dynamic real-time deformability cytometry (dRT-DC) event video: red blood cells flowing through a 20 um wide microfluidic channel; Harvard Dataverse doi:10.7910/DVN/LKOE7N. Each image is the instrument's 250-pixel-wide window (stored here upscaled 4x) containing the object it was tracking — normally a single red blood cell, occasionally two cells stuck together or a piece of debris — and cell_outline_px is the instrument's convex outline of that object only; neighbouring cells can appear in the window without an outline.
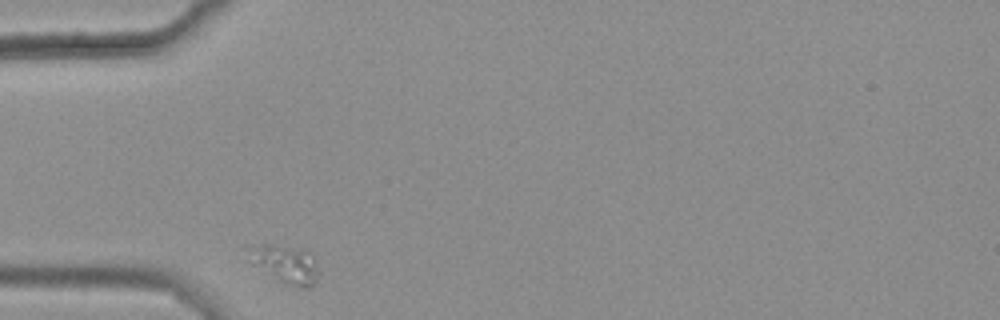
{"species": "common noctule bat (a hibernating species)", "species_latin": "Nyctalus noctula", "temperature_condition": "warm", "stored_images_in_passage": 32, "camera_frame_rate_fps": 3000, "um_per_image_px": 0.085, "animal": {"sex": "female", "body_mass_g": 25.1}, "frame": {"image": 1, "passage_image": 1, "time_ms": 0.0, "image_size_px": [1000, 320], "cell_outline_px": [[320, 272], [316, 284], [308, 288], [304, 288], [284, 280], [244, 260], [244, 248], [260, 244], [272, 244], [304, 248], [308, 252], [316, 264]], "centroid_in_image_um": [24.2, 22.37], "position_along_channel_um": 60.8, "area_um2": 15.61}}
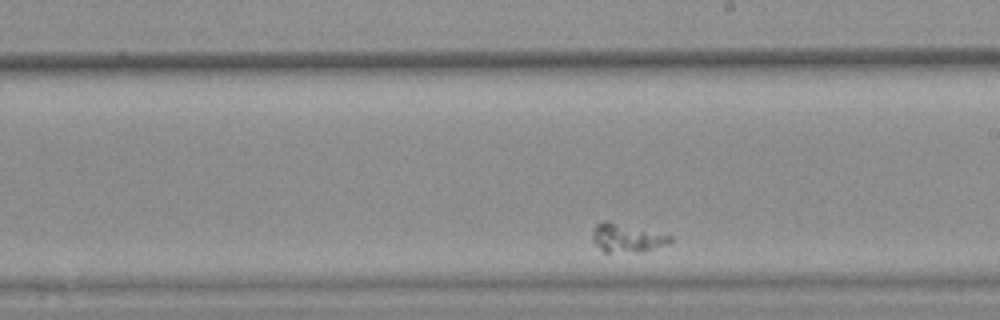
{"frame": {"image": 2, "passage_image": 19, "time_ms": 6.0, "image_size_px": [1000, 320], "cell_outline_px": [[672, 240], [668, 244], [636, 252], [604, 252], [592, 240], [592, 228], [596, 224], [604, 220], [608, 220], [672, 236]], "centroid_in_image_um": [53.23, 20.2], "position_along_channel_um": 235.8, "area_um2": 12.77}}
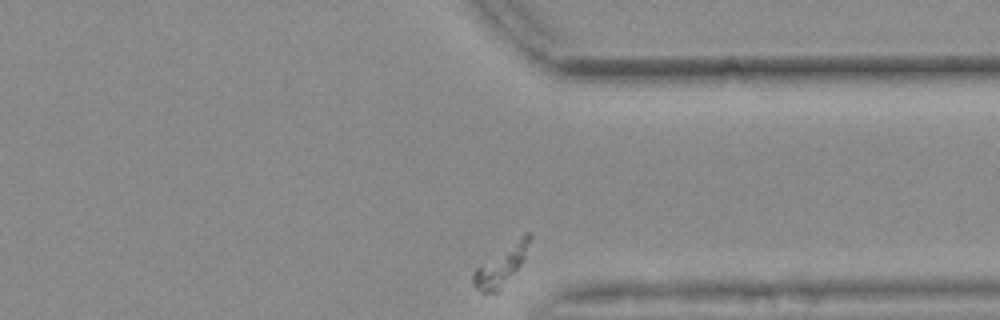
{"frame": {"image": 3, "passage_image": 32, "time_ms": 10.333, "image_size_px": [1000, 320], "cell_outline_px": [[532, 236], [524, 256], [520, 264], [500, 292], [480, 292], [472, 284], [472, 272], [476, 268], [524, 232], [528, 232]], "centroid_in_image_um": [42.58, 22.59], "position_along_channel_um": 368.8, "area_um2": 12.77}}